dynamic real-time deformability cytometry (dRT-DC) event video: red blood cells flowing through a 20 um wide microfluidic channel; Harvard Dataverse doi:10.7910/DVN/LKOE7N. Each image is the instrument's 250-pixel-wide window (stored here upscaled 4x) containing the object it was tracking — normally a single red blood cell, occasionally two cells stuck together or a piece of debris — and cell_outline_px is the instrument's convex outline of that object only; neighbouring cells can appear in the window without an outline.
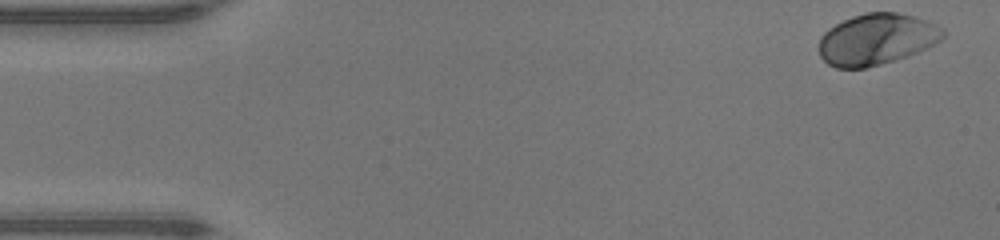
{"species": "human", "species_latin": "Homo sapiens", "temperature_condition": "warm", "stored_images_in_passage": 47, "camera_frame_rate_fps": 3000, "um_per_image_px": 0.085, "donor": {"sex": "male"}, "frame": {"image": 1, "passage_image": 1, "time_ms": 0.0, "image_size_px": [1000, 240], "cell_outline_px": [[944, 36], [940, 40], [916, 52], [896, 60], [864, 68], [836, 68], [828, 64], [820, 56], [820, 36], [828, 28], [852, 16], [868, 12], [896, 12], [928, 20], [944, 28]], "centroid_in_image_um": [74.5, 3.33], "position_along_channel_um": 10.5, "area_um2": 36.82}}
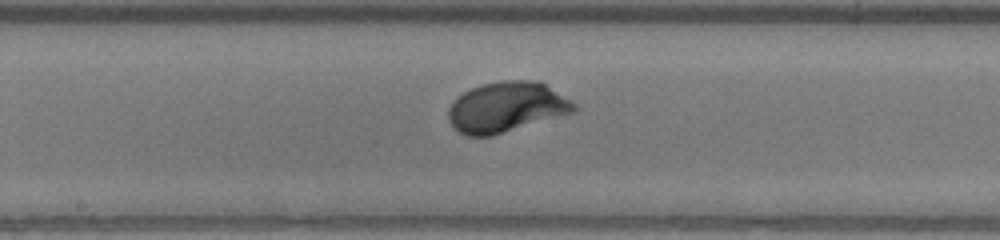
{"frame": {"image": 2, "passage_image": 24, "time_ms": 7.667, "image_size_px": [1000, 240], "cell_outline_px": [[576, 108], [572, 112], [492, 136], [468, 136], [452, 128], [448, 120], [448, 108], [452, 100], [456, 96], [480, 84], [504, 80], [540, 80], [576, 104]], "centroid_in_image_um": [42.99, 9.09], "position_along_channel_um": 205.2, "area_um2": 36.88}}
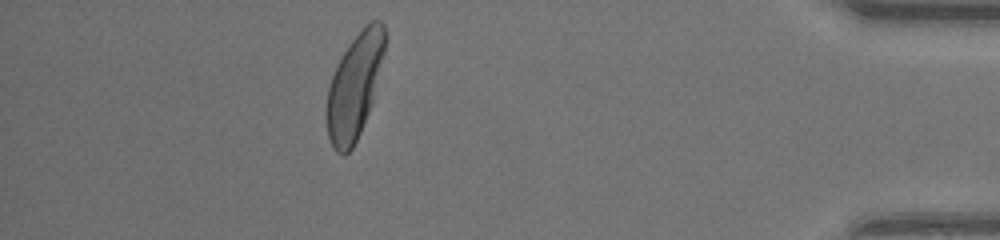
{"frame": {"image": 3, "passage_image": 42, "time_ms": 13.667, "image_size_px": [1000, 240], "cell_outline_px": [[388, 40], [372, 104], [360, 132], [352, 148], [344, 156], [336, 152], [332, 148], [328, 136], [324, 116], [324, 108], [328, 88], [332, 76], [344, 52], [352, 40], [372, 20], [380, 20], [384, 24], [388, 36]], "centroid_in_image_um": [30.14, 7.35], "position_along_channel_um": 405.1, "area_um2": 36.01}, "authors_computed_cell_mechanics": {"area_um2": 36.0094, "velocity_mm_per_s": 4.2419, "shape_relaxation_time_tau1_ms": 1.864, "shape_relaxation_time_tau2_ms": null, "deformation_change_tau1": 0.1478, "deformation_change_tau2": null}}